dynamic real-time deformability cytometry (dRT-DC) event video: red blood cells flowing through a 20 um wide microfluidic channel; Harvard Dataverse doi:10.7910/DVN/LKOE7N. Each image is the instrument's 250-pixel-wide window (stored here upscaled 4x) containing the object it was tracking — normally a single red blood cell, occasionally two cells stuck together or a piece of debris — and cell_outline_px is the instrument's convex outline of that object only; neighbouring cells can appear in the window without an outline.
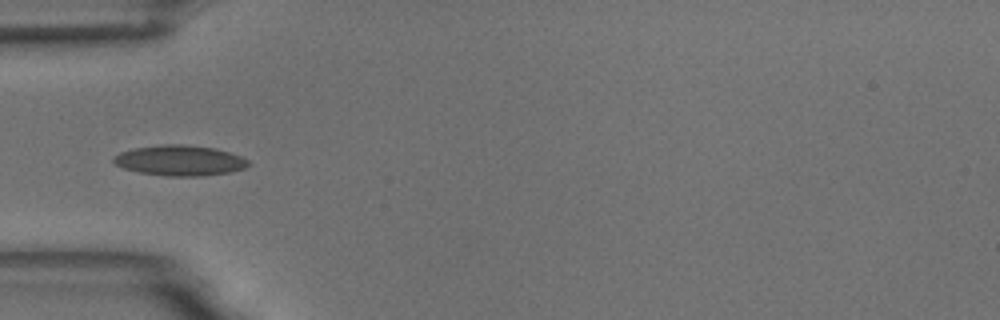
{"species": "common noctule bat (a hibernating species)", "species_latin": "Nyctalus noctula", "temperature_condition": "room temperature", "stored_images_in_passage": 39, "camera_frame_rate_fps": 3000, "um_per_image_px": 0.085, "animal": {"sex": "male", "body_mass_g": 18.8}, "frame": {"image": 1, "passage_image": 1, "time_ms": 0.0, "image_size_px": [1000, 320], "cell_outline_px": [[252, 164], [244, 168], [232, 172], [200, 176], [168, 176], [140, 172], [124, 168], [116, 164], [112, 160], [112, 156], [120, 152], [136, 148], [164, 144], [184, 144], [216, 148], [240, 156], [248, 160]], "centroid_in_image_um": [15.31, 13.64], "position_along_channel_um": 69.7, "area_um2": 23.87}}
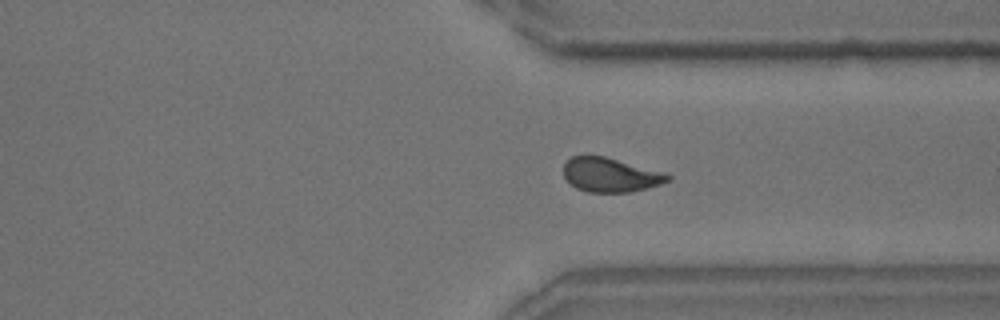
{"frame": {"image": 2, "passage_image": 25, "time_ms": 8.0, "image_size_px": [1000, 320], "cell_outline_px": [[672, 176], [668, 180], [660, 184], [628, 192], [588, 192], [576, 188], [564, 176], [564, 164], [572, 156], [604, 156], [668, 172]], "centroid_in_image_um": [51.92, 14.85], "position_along_channel_um": 359.5, "area_um2": 20.69}}
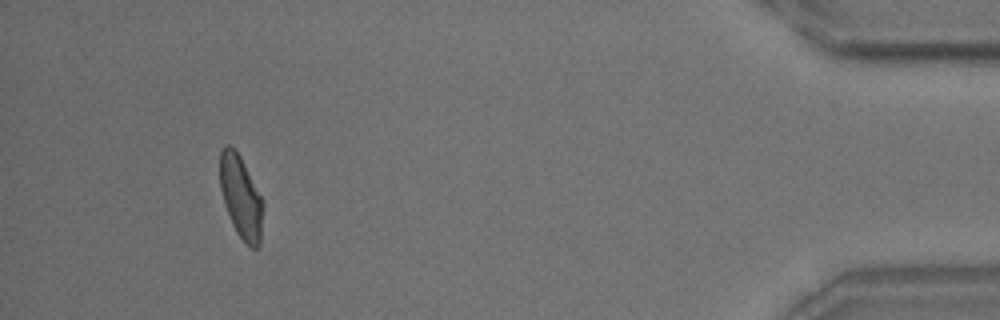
{"frame": {"image": 3, "passage_image": 35, "time_ms": 11.333, "image_size_px": [1000, 320], "cell_outline_px": [[264, 204], [260, 244], [256, 248], [252, 248], [236, 232], [232, 224], [224, 204], [220, 188], [220, 152], [224, 144], [228, 144], [240, 156]], "centroid_in_image_um": [20.47, 16.76], "position_along_channel_um": 414.7, "area_um2": 20.46}, "authors_computed_cell_mechanics": {"area_um2": 21.3282, "velocity_mm_per_s": 3.6139, "shape_relaxation_time_tau1_ms": 4.1685, "shape_relaxation_time_tau2_ms": 1.7183, "deformation_change_tau1": 0.1329, "deformation_change_tau2": 0.066}}